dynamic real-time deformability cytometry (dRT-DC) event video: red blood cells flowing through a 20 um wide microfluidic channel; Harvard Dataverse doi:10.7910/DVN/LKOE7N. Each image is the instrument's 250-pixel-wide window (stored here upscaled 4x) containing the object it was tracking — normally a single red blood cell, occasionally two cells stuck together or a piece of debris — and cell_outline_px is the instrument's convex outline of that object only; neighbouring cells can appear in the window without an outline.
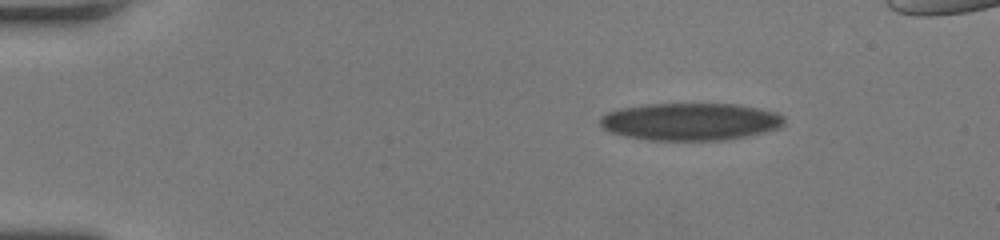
{"species": "human", "species_latin": "Homo sapiens", "temperature_condition": "room temperature", "stored_images_in_passage": 44, "camera_frame_rate_fps": 3000, "um_per_image_px": 0.085, "donor": {"sex": "female"}, "frame": {"image": 1, "passage_image": 1, "time_ms": 0.0, "image_size_px": [1000, 240], "cell_outline_px": [[784, 124], [780, 128], [748, 136], [724, 140], [648, 140], [624, 136], [608, 132], [600, 124], [600, 116], [608, 112], [620, 108], [644, 104], [740, 104], [760, 108], [776, 112], [784, 116]], "centroid_in_image_um": [58.69, 10.34], "position_along_channel_um": 26.3, "area_um2": 40.52}}
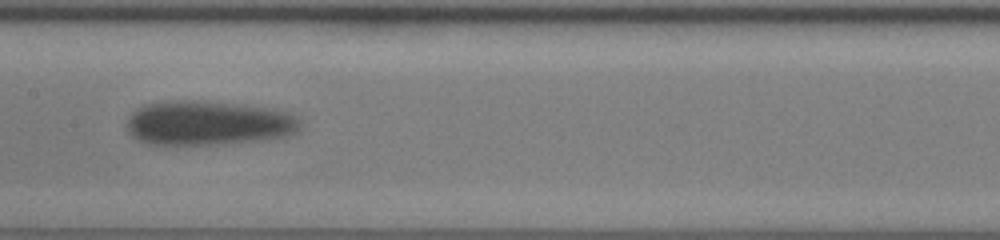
{"frame": {"image": 2, "passage_image": 22, "time_ms": 7.0, "image_size_px": [1000, 240], "cell_outline_px": [[300, 132], [268, 140], [216, 144], [148, 144], [136, 140], [128, 132], [124, 124], [128, 116], [136, 108], [144, 104], [160, 100], [196, 100], [236, 104], [264, 108], [288, 112], [296, 116], [300, 124]], "centroid_in_image_um": [17.62, 10.46], "position_along_channel_um": 189.8, "area_um2": 45.49}}
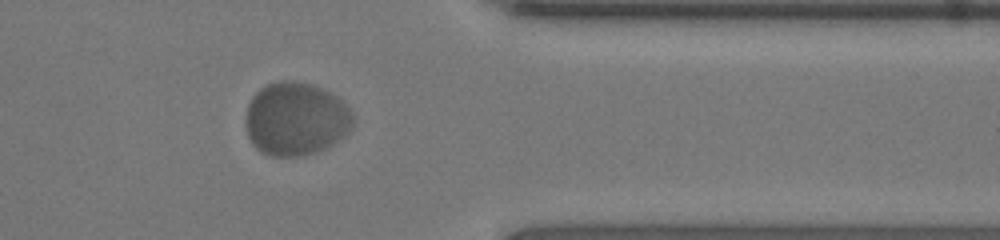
{"frame": {"image": 3, "passage_image": 38, "time_ms": 12.333, "image_size_px": [1000, 240], "cell_outline_px": [[352, 128], [344, 136], [332, 144], [316, 152], [304, 156], [268, 156], [260, 152], [252, 144], [248, 136], [244, 120], [248, 104], [252, 96], [260, 88], [268, 84], [280, 80], [296, 80], [312, 84], [332, 92], [352, 112]], "centroid_in_image_um": [25.11, 10.1], "position_along_channel_um": 386.3, "area_um2": 46.3}}